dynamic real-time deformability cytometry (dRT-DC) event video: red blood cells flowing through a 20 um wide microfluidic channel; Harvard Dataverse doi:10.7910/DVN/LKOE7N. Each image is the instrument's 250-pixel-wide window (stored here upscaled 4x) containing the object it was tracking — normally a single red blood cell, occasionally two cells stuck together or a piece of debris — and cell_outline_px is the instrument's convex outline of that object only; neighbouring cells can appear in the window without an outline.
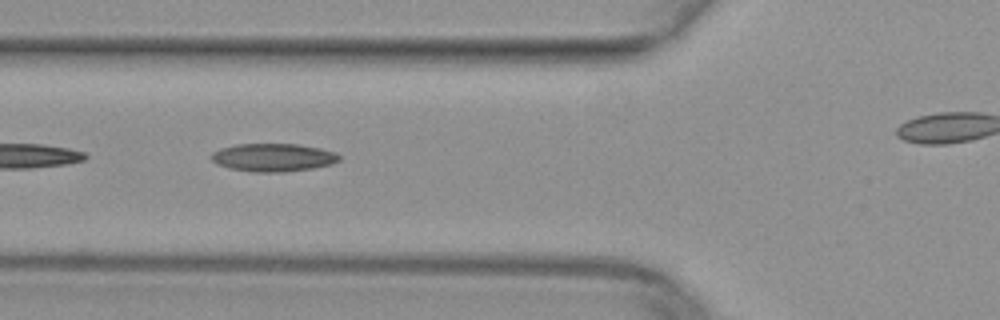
{"species": "common noctule bat (a hibernating species)", "species_latin": "Nyctalus noctula", "temperature_condition": "warm", "stored_images_in_passage": 20, "camera_frame_rate_fps": 3000, "um_per_image_px": 0.085, "animal": {"sex": "female", "body_mass_g": 29.2, "forearm_length_mm": 56.3}, "frame": {"image": 1, "passage_image": 9, "time_ms": 2.667, "image_size_px": [1000, 320], "cell_outline_px": [[340, 160], [332, 164], [312, 168], [284, 172], [252, 172], [232, 168], [216, 164], [212, 160], [212, 152], [220, 148], [236, 144], [300, 144], [320, 148], [336, 152], [340, 156]], "centroid_in_image_um": [23.24, 13.38], "position_along_channel_um": 102.6, "area_um2": 20.92}}
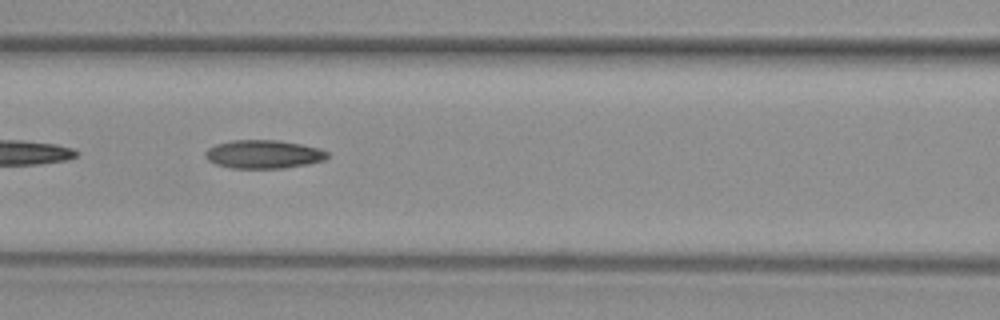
{"frame": {"image": 2, "passage_image": 12, "time_ms": 3.667, "image_size_px": [1000, 320], "cell_outline_px": [[328, 156], [324, 160], [308, 164], [284, 168], [228, 168], [216, 164], [208, 160], [204, 156], [204, 152], [208, 148], [216, 144], [232, 140], [280, 140], [300, 144], [316, 148], [328, 152]], "centroid_in_image_um": [22.36, 13.11], "position_along_channel_um": 144.2, "area_um2": 20.23}}
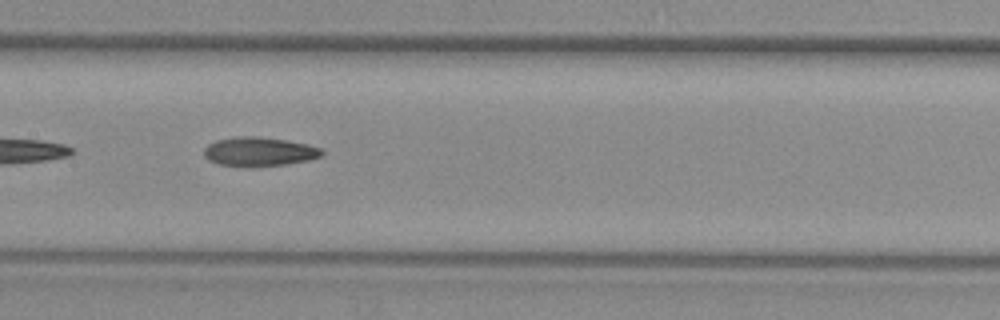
{"frame": {"image": 3, "passage_image": 15, "time_ms": 4.667, "image_size_px": [1000, 320], "cell_outline_px": [[324, 152], [320, 156], [308, 160], [284, 164], [252, 168], [244, 168], [216, 164], [208, 160], [204, 156], [204, 148], [208, 144], [216, 140], [236, 136], [256, 136], [284, 140], [308, 144], [320, 148]], "centroid_in_image_um": [21.96, 12.91], "position_along_channel_um": 185.4, "area_um2": 20.29}}